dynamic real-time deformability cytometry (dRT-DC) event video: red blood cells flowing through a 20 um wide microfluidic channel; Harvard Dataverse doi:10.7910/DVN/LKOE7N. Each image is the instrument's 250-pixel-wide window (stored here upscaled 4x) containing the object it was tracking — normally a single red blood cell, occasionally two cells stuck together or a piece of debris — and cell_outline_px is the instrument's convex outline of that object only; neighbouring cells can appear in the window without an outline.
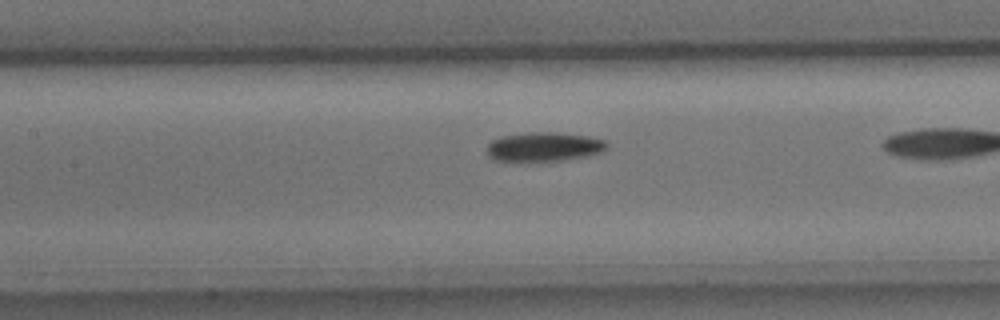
{"species": "common noctule bat (a hibernating species)", "species_latin": "Nyctalus noctula", "temperature_condition": "cold", "stored_images_in_passage": 25, "camera_frame_rate_fps": 3000, "um_per_image_px": 0.085, "animal": {"sex": "male", "body_mass_g": 15.6}, "frame": {"image": 1, "passage_image": 8, "time_ms": 2.333, "image_size_px": [1000, 320], "cell_outline_px": [[608, 148], [600, 152], [588, 156], [564, 160], [492, 160], [488, 156], [488, 144], [492, 140], [504, 136], [528, 132], [556, 132], [584, 136], [608, 140]], "centroid_in_image_um": [46.28, 12.47], "position_along_channel_um": 161.1, "area_um2": 20.17}}
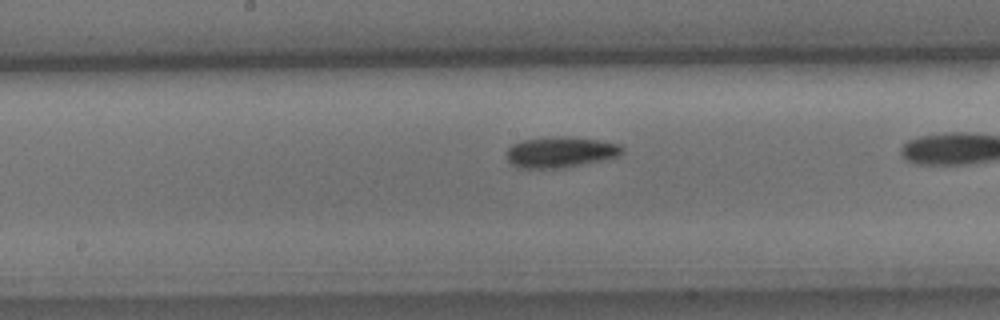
{"frame": {"image": 2, "passage_image": 11, "time_ms": 3.333, "image_size_px": [1000, 320], "cell_outline_px": [[624, 152], [616, 156], [600, 160], [560, 168], [520, 168], [512, 164], [508, 160], [508, 148], [512, 144], [524, 140], [556, 136], [568, 136], [600, 140], [620, 144], [624, 148]], "centroid_in_image_um": [47.65, 12.91], "position_along_channel_um": 200.6, "area_um2": 20.52}}